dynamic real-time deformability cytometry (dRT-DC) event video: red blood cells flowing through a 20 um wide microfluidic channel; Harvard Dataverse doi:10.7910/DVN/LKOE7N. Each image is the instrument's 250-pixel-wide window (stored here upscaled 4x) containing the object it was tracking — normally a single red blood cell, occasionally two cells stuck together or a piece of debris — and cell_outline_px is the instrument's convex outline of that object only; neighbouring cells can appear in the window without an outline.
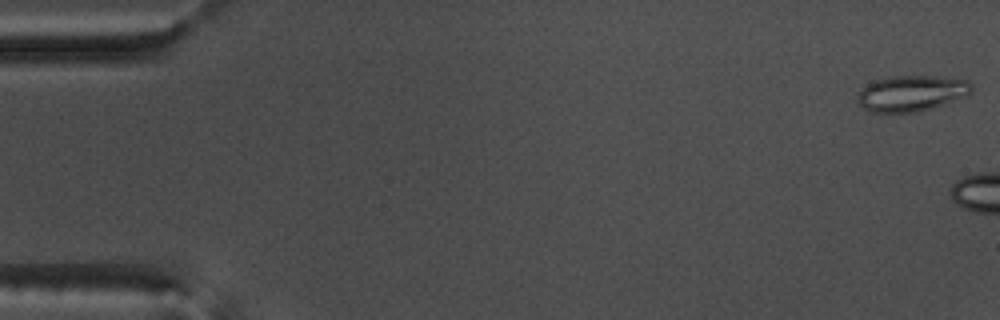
{"species": "common noctule bat (a hibernating species)", "species_latin": "Nyctalus noctula", "temperature_condition": "warm", "stored_images_in_passage": 5, "camera_frame_rate_fps": 3000, "um_per_image_px": 0.085, "animal": {"sex": "male", "body_mass_g": 17.5, "forearm_length_mm": 52.3}, "frame": {"image": 1, "passage_image": 1, "time_ms": 0.0, "image_size_px": [1000, 320], "cell_outline_px": [[972, 92], [968, 96], [932, 108], [916, 112], [872, 112], [864, 108], [856, 100], [856, 96], [868, 84], [876, 80], [892, 76], [928, 76], [968, 80], [972, 84]], "centroid_in_image_um": [77.51, 7.94], "position_along_channel_um": 7.5, "area_um2": 23.7}}